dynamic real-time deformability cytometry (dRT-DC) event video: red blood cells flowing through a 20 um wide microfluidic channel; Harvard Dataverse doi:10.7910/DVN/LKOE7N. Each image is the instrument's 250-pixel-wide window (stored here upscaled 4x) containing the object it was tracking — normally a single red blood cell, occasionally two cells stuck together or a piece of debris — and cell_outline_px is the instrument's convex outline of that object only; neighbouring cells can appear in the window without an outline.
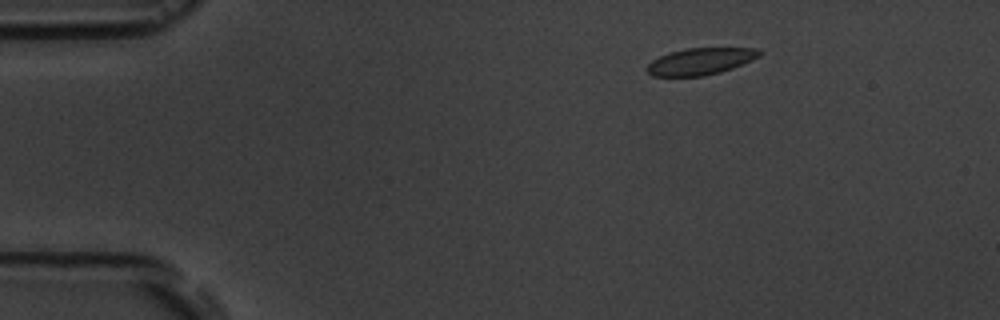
{"species": "common noctule bat (a hibernating species)", "species_latin": "Nyctalus noctula", "temperature_condition": "room temperature", "stored_images_in_passage": 4, "camera_frame_rate_fps": 3000, "um_per_image_px": 0.085, "animal": {"sex": "male", "body_mass_g": 19.5, "forearm_length_mm": 54.6}, "frame": {"image": 1, "passage_image": 2, "time_ms": 1.0, "image_size_px": [1000, 320], "cell_outline_px": [[764, 52], [760, 56], [752, 60], [732, 68], [720, 72], [704, 76], [652, 76], [644, 68], [652, 60], [668, 52], [688, 48], [756, 48]], "centroid_in_image_um": [59.53, 5.21], "position_along_channel_um": 25.5, "area_um2": 17.63}}